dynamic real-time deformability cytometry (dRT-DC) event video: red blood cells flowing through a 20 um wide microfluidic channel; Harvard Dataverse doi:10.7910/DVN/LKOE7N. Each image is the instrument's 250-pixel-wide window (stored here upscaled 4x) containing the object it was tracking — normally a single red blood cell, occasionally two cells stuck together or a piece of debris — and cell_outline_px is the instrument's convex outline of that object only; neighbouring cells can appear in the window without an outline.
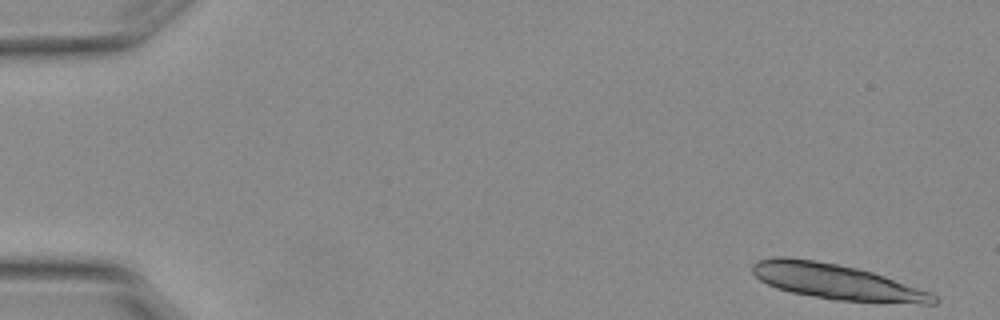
{"species": "Egyptian fruit bat (a non-hibernating species)", "species_latin": "Rousettus aegyptiacus", "temperature_condition": "warm", "stored_images_in_passage": 6, "camera_frame_rate_fps": 3000, "um_per_image_px": 0.085, "animal": {"sex": "female"}, "frame": {"image": 1, "passage_image": 1, "time_ms": 0.0, "image_size_px": [1000, 320], "cell_outline_px": [[940, 300], [936, 304], [924, 304], [832, 300], [792, 292], [776, 288], [760, 280], [752, 272], [752, 264], [756, 260], [776, 256], [784, 256], [812, 260], [836, 264], [856, 268], [872, 272], [932, 292]], "centroid_in_image_um": [71.12, 23.96], "position_along_channel_um": 13.9, "area_um2": 37.4}}